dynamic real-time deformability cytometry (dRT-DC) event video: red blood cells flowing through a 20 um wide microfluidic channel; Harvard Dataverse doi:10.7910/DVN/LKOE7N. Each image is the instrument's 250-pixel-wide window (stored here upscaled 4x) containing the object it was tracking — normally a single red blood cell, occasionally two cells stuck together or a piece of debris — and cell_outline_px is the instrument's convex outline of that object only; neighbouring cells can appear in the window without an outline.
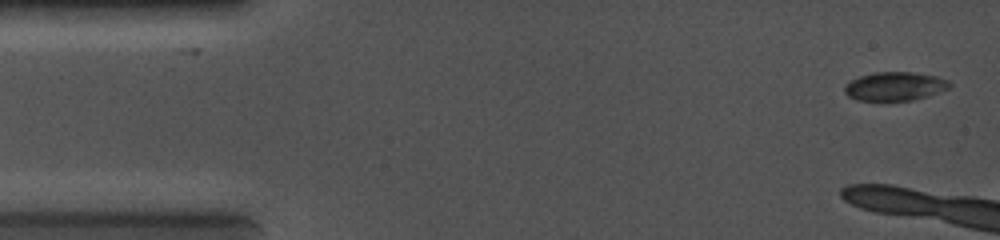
{"species": "common noctule bat (a hibernating species)", "species_latin": "Nyctalus noctula", "temperature_condition": "cold", "stored_images_in_passage": 8, "camera_frame_rate_fps": 5000, "um_per_image_px": 0.085, "animal": {"sex": "female", "body_mass_g": 19.0, "forearm_length_mm": 56.7}, "frame": {"image": 1, "passage_image": 1, "time_ms": 0.0, "image_size_px": [1000, 240], "cell_outline_px": [[952, 84], [948, 88], [928, 96], [912, 100], [856, 100], [848, 96], [844, 92], [844, 84], [860, 76], [876, 72], [912, 72], [936, 76], [948, 80]], "centroid_in_image_um": [76.05, 7.33], "position_along_channel_um": 9.0, "area_um2": 17.46}}